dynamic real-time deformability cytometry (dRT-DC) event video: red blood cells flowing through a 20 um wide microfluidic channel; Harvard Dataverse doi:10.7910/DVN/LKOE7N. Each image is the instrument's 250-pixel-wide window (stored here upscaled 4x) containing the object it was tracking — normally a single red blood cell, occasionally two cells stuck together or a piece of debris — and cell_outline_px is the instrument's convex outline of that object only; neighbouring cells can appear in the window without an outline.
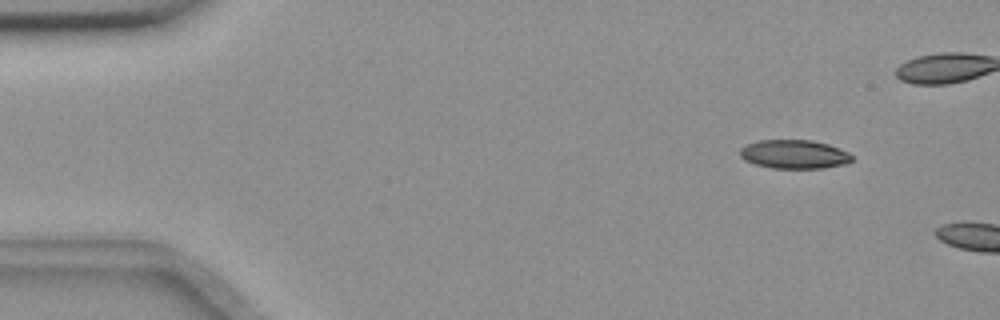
{"species": "common noctule bat (a hibernating species)", "species_latin": "Nyctalus noctula", "temperature_condition": "room temperature", "stored_images_in_passage": 9, "camera_frame_rate_fps": 3000, "um_per_image_px": 0.085, "animal": {"sex": "female", "body_mass_g": 18.4}, "frame": {"image": 1, "passage_image": 6, "time_ms": 1.667, "image_size_px": [1000, 320], "cell_outline_px": [[852, 160], [844, 164], [824, 168], [772, 168], [756, 164], [744, 160], [740, 156], [740, 148], [748, 144], [760, 140], [812, 140], [828, 144], [840, 148], [848, 152], [852, 156]], "centroid_in_image_um": [67.51, 13.11], "position_along_channel_um": 17.5, "area_um2": 18.73}}